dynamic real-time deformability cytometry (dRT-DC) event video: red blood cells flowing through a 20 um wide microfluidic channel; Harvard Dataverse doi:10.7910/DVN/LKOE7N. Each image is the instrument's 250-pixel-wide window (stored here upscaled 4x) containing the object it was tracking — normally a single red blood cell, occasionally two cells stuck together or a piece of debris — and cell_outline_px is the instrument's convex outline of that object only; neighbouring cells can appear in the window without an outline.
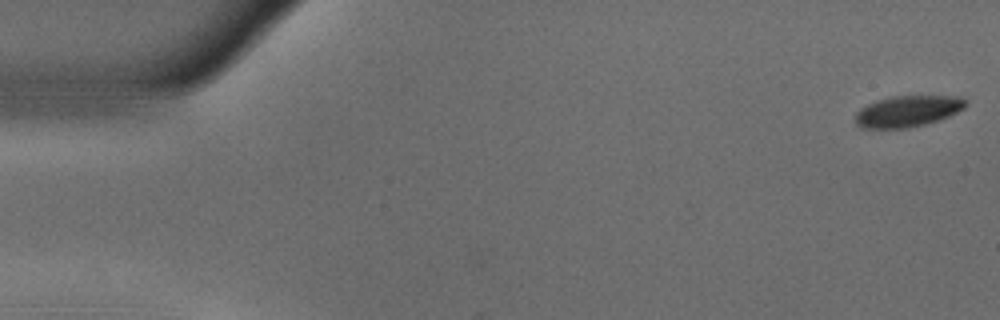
{"species": "common noctule bat (a hibernating species)", "species_latin": "Nyctalus noctula", "temperature_condition": "warm", "stored_images_in_passage": 12, "camera_frame_rate_fps": 3000, "um_per_image_px": 0.085, "animal": {"sex": "male", "body_mass_g": 18.8}, "frame": {"image": 1, "passage_image": 1, "time_ms": 0.0, "image_size_px": [1000, 320], "cell_outline_px": [[964, 108], [948, 116], [924, 124], [908, 128], [860, 128], [856, 124], [856, 112], [860, 108], [876, 100], [892, 96], [960, 96], [964, 100]], "centroid_in_image_um": [77.1, 9.45], "position_along_channel_um": 7.9, "area_um2": 19.83}}